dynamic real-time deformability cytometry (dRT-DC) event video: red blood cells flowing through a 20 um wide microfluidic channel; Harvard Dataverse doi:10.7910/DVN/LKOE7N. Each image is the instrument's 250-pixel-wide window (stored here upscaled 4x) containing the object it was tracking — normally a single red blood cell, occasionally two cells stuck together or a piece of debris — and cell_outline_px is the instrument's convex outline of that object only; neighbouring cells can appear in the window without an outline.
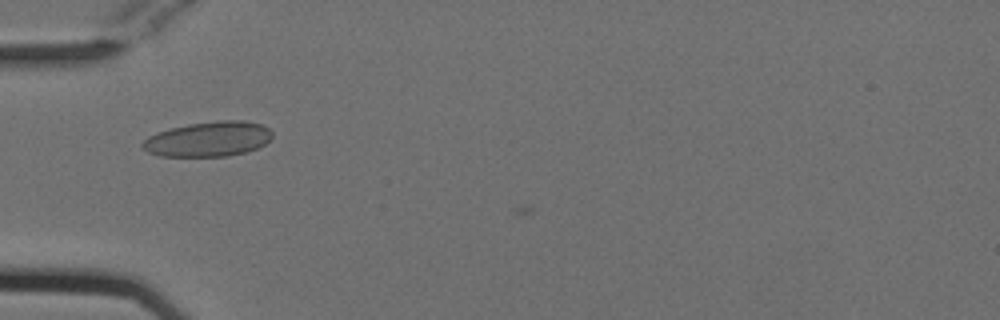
{"species": "Egyptian fruit bat (a non-hibernating species)", "species_latin": "Rousettus aegyptiacus", "temperature_condition": "cold", "stored_images_in_passage": 6, "camera_frame_rate_fps": 3000, "um_per_image_px": 0.085, "animal": {"sex": "female"}, "frame": {"image": 1, "passage_image": 3, "time_ms": 0.667, "image_size_px": [1000, 320], "cell_outline_px": [[272, 136], [264, 144], [248, 152], [228, 156], [160, 156], [148, 152], [140, 144], [148, 136], [156, 132], [188, 124], [216, 120], [244, 120], [260, 124], [268, 128], [272, 132]], "centroid_in_image_um": [17.7, 11.82], "position_along_channel_um": 67.3, "area_um2": 26.47}}